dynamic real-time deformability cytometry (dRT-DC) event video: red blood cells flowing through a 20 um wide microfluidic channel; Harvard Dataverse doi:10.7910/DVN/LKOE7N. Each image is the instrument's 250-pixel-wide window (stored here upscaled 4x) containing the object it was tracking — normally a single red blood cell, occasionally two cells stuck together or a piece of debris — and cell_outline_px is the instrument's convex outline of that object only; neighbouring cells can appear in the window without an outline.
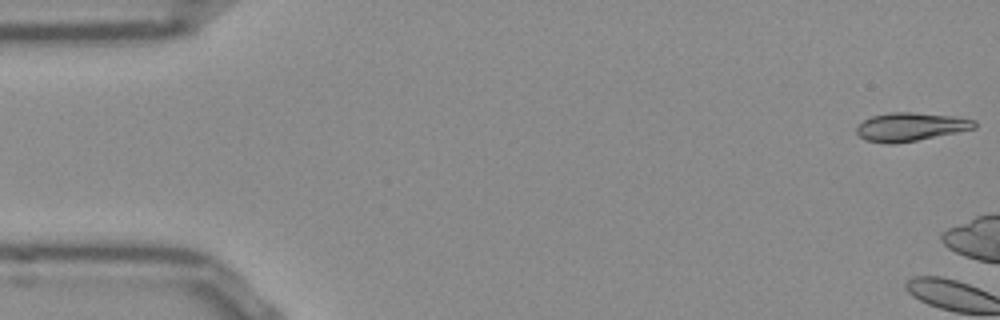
{"species": "Egyptian fruit bat (a non-hibernating species)", "species_latin": "Rousettus aegyptiacus", "temperature_condition": "room temperature", "stored_images_in_passage": 3, "camera_frame_rate_fps": 3000, "um_per_image_px": 0.085, "frame": {"image": 1, "passage_image": 1, "time_ms": 0.0, "image_size_px": [1000, 320], "cell_outline_px": [[976, 128], [896, 144], [888, 144], [864, 140], [856, 132], [856, 128], [864, 120], [872, 116], [892, 112], [912, 112], [952, 116], [976, 120]], "centroid_in_image_um": [77.38, 10.78], "position_along_channel_um": 7.6, "area_um2": 19.36}}